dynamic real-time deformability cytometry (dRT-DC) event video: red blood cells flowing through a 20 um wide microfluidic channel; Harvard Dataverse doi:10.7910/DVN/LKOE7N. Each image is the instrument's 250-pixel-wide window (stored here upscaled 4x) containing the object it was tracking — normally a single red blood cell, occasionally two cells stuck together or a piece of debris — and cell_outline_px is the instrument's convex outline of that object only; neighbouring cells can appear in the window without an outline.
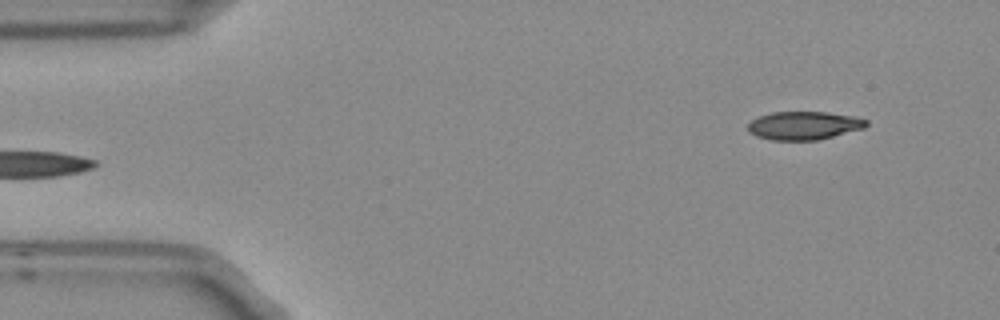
{"species": "Egyptian fruit bat (a non-hibernating species)", "species_latin": "Rousettus aegyptiacus", "temperature_condition": "room temperature", "stored_images_in_passage": 6, "camera_frame_rate_fps": 3000, "um_per_image_px": 0.085, "frame": {"image": 1, "passage_image": 6, "time_ms": 1.667, "image_size_px": [1000, 320], "cell_outline_px": [[868, 124], [864, 128], [816, 140], [772, 140], [756, 136], [748, 132], [748, 124], [752, 120], [760, 116], [772, 112], [828, 112], [856, 116], [868, 120]], "centroid_in_image_um": [68.34, 10.66], "position_along_channel_um": 16.7, "area_um2": 19.48}}